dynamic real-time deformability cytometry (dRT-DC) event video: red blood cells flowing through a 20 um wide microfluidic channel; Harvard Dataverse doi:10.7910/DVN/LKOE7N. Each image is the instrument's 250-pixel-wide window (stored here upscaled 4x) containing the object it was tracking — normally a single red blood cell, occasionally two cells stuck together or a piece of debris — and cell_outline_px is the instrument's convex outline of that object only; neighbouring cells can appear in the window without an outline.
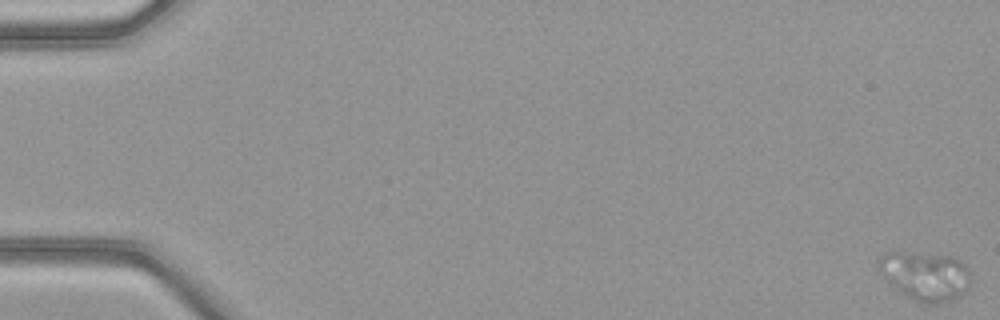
{"species": "common noctule bat (a hibernating species)", "species_latin": "Nyctalus noctula", "temperature_condition": "warm", "stored_images_in_passage": 52, "camera_frame_rate_fps": 3000, "um_per_image_px": 0.085, "animal": {"sex": "female", "body_mass_g": 21.9}, "frame": {"image": 1, "passage_image": 1, "time_ms": 0.0, "image_size_px": [1000, 320], "cell_outline_px": [[972, 280], [968, 288], [956, 300], [944, 304], [924, 304], [908, 296], [896, 288], [876, 268], [876, 260], [884, 252], [904, 252], [956, 256], [964, 260], [972, 272]], "centroid_in_image_um": [78.73, 23.44], "position_along_channel_um": 6.3, "area_um2": 27.05}}
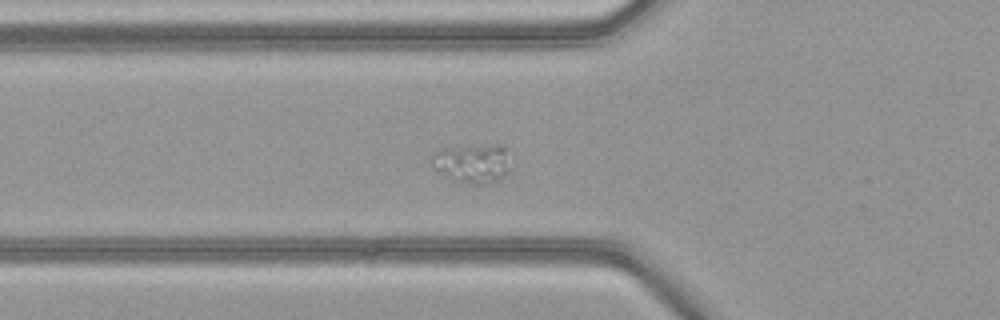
{"frame": {"image": 2, "passage_image": 20, "time_ms": 6.333, "image_size_px": [1000, 320], "cell_outline_px": [[512, 172], [488, 184], [472, 184], [452, 180], [440, 172], [432, 164], [432, 152], [440, 148], [492, 144], [500, 144], [504, 148], [512, 168]], "centroid_in_image_um": [40.19, 13.88], "position_along_channel_um": 85.6, "area_um2": 18.21}}
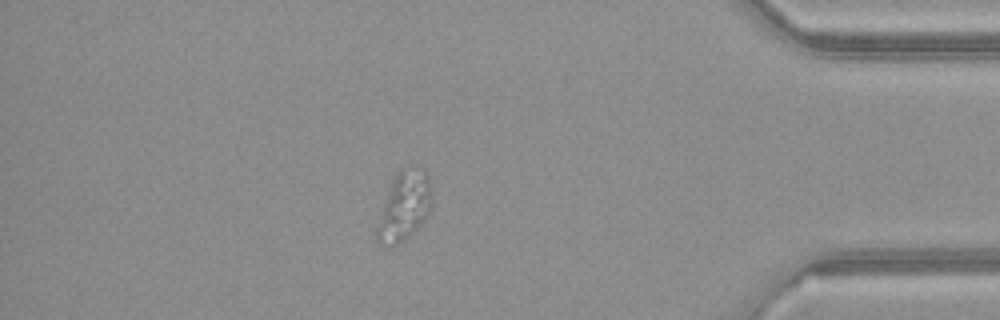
{"frame": {"image": 3, "passage_image": 46, "time_ms": 15.0, "image_size_px": [1000, 320], "cell_outline_px": [[432, 204], [428, 216], [408, 236], [396, 244], [380, 244], [376, 240], [376, 228], [392, 180], [396, 172], [400, 168], [424, 168], [428, 176], [432, 192]], "centroid_in_image_um": [34.39, 17.48], "position_along_channel_um": 400.8, "area_um2": 21.73}}